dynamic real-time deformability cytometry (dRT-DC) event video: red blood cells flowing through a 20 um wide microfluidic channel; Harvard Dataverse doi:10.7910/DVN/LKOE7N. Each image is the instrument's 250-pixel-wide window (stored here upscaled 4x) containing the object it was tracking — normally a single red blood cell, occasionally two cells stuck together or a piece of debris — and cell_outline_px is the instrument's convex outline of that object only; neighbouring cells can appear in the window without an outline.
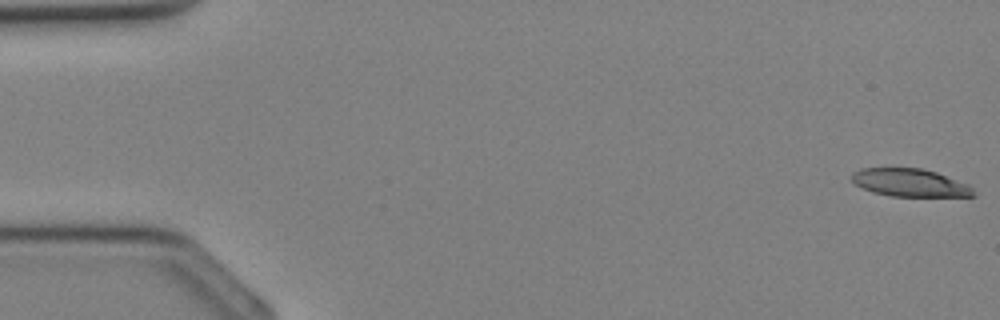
{"species": "Egyptian fruit bat (a non-hibernating species)", "species_latin": "Rousettus aegyptiacus", "temperature_condition": "cold", "stored_images_in_passage": 10, "camera_frame_rate_fps": 3000, "um_per_image_px": 0.085, "animal": {"sex": "female"}, "frame": {"image": 1, "passage_image": 1, "time_ms": 0.0, "image_size_px": [1000, 320], "cell_outline_px": [[976, 196], [892, 196], [872, 192], [856, 184], [852, 180], [852, 172], [860, 168], [920, 168], [936, 172], [968, 184], [972, 188]], "centroid_in_image_um": [77.34, 15.52], "position_along_channel_um": 7.7, "area_um2": 19.59}}